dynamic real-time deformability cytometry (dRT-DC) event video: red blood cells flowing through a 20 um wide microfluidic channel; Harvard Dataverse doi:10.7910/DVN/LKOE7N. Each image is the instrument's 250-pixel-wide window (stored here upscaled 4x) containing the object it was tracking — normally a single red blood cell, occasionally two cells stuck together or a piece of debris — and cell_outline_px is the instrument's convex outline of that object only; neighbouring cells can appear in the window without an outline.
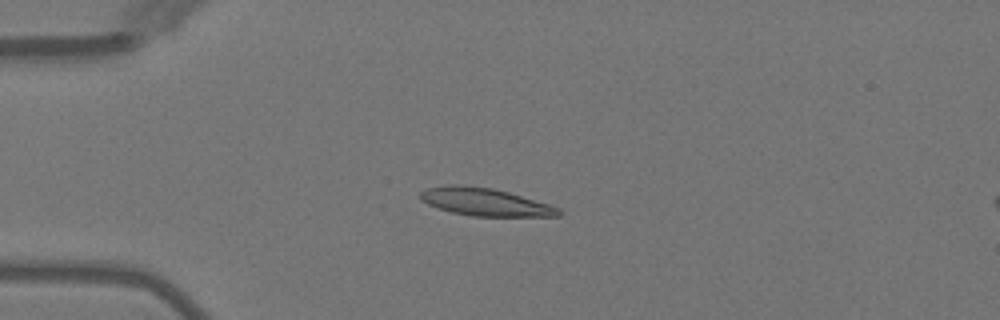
{"species": "Egyptian fruit bat (a non-hibernating species)", "species_latin": "Rousettus aegyptiacus", "temperature_condition": "warm", "stored_images_in_passage": 30, "camera_frame_rate_fps": 3000, "um_per_image_px": 0.085, "animal": {"sex": "female"}, "frame": {"image": 1, "passage_image": 1, "time_ms": 0.0, "image_size_px": [1000, 320], "cell_outline_px": [[564, 212], [560, 216], [472, 216], [452, 212], [436, 208], [420, 200], [420, 192], [428, 188], [448, 184], [460, 184], [492, 188], [508, 192], [548, 204], [560, 208]], "centroid_in_image_um": [41.21, 17.16], "position_along_channel_um": 43.8, "area_um2": 22.37}}
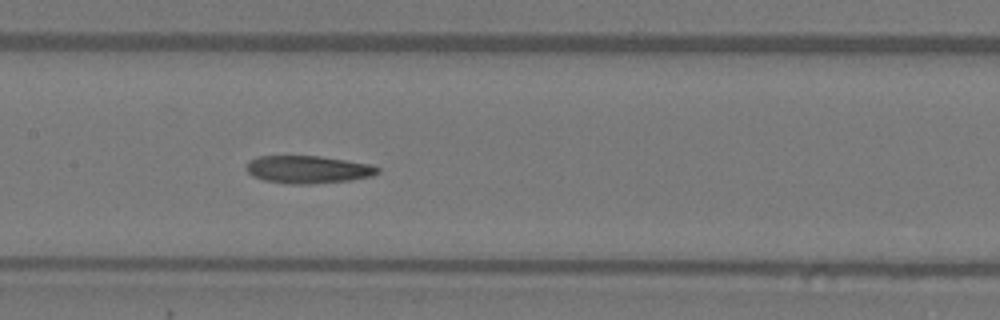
{"frame": {"image": 2, "passage_image": 13, "time_ms": 4.0, "image_size_px": [1000, 320], "cell_outline_px": [[380, 172], [372, 176], [348, 180], [308, 184], [292, 184], [264, 180], [252, 176], [244, 168], [248, 160], [256, 156], [320, 156], [372, 164], [380, 168]], "centroid_in_image_um": [26.15, 14.39], "position_along_channel_um": 181.2, "area_um2": 21.27}}
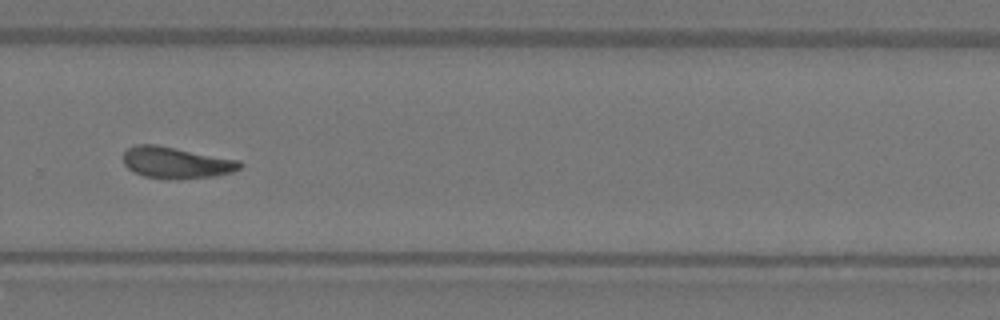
{"frame": {"image": 3, "passage_image": 23, "time_ms": 7.333, "image_size_px": [1000, 320], "cell_outline_px": [[244, 164], [240, 168], [232, 172], [212, 176], [180, 180], [164, 180], [144, 176], [132, 172], [124, 164], [124, 152], [128, 148], [136, 144], [156, 144], [240, 160]], "centroid_in_image_um": [14.97, 13.84], "position_along_channel_um": 314.8, "area_um2": 21.73}, "authors_computed_cell_mechanics": {"area_um2": 21.2126, "velocity_mm_per_s": 4.0274, "shape_relaxation_time_tau1_ms": null, "shape_relaxation_time_tau2_ms": 4.1682, "deformation_change_tau1": null, "deformation_change_tau2": 0.1225}}